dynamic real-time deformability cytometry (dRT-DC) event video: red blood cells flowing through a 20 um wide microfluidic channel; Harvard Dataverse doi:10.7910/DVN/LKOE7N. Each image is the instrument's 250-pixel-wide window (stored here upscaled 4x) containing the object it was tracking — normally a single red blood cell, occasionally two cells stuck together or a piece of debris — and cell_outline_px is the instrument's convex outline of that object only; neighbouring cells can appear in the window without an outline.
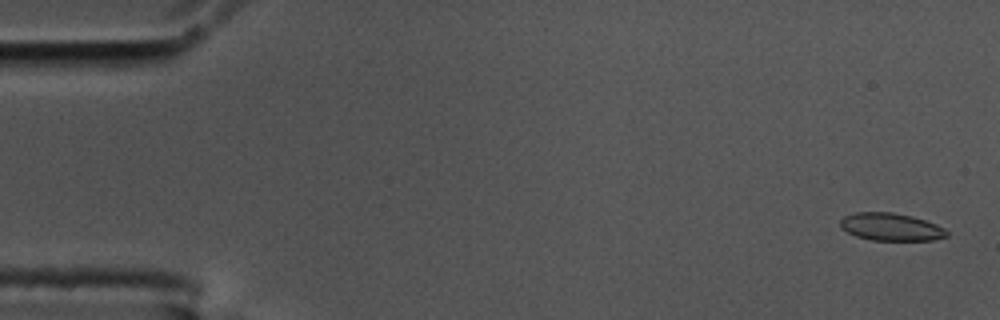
{"species": "common noctule bat (a hibernating species)", "species_latin": "Nyctalus noctula", "temperature_condition": "cold", "stored_images_in_passage": 56, "camera_frame_rate_fps": 3000, "um_per_image_px": 0.085, "animal": {"sex": "male", "body_mass_g": 17.5, "forearm_length_mm": 52.3}, "frame": {"image": 1, "passage_image": 2, "time_ms": 0.333, "image_size_px": [1000, 320], "cell_outline_px": [[948, 236], [932, 240], [872, 240], [856, 236], [840, 228], [840, 220], [844, 216], [856, 212], [892, 212], [912, 216], [936, 224], [944, 228], [948, 232]], "centroid_in_image_um": [75.72, 19.28], "position_along_channel_um": 9.3, "area_um2": 17.11}}
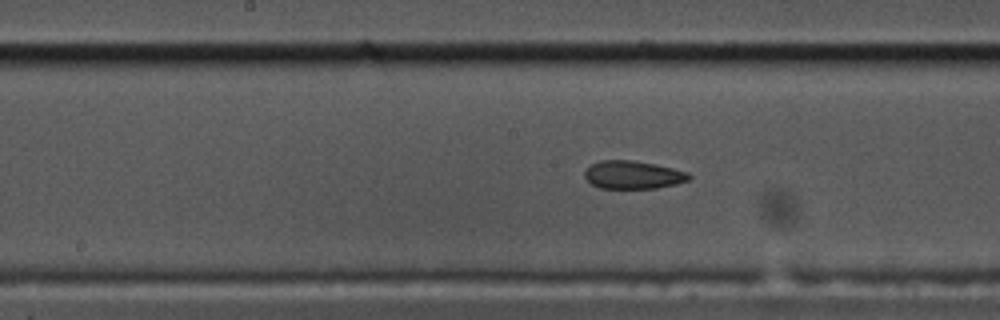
{"frame": {"image": 2, "passage_image": 28, "time_ms": 9.0, "image_size_px": [1000, 320], "cell_outline_px": [[692, 176], [688, 180], [676, 184], [656, 188], [600, 188], [592, 184], [584, 176], [584, 172], [592, 164], [600, 160], [632, 160], [656, 164], [688, 172]], "centroid_in_image_um": [53.82, 14.86], "position_along_channel_um": 194.4, "area_um2": 16.99}}
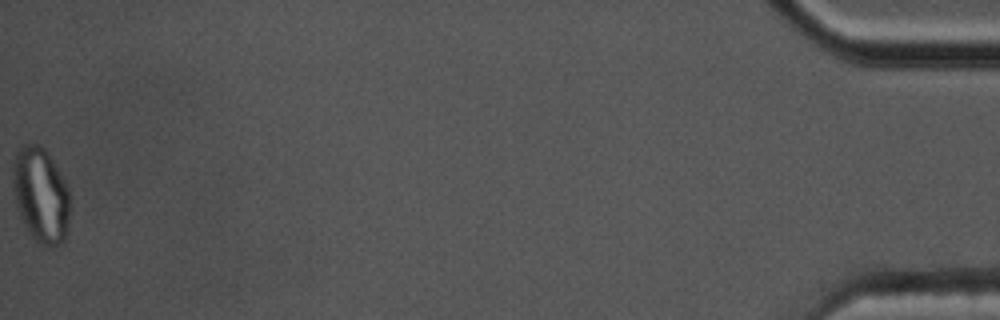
{"frame": {"image": 3, "passage_image": 56, "time_ms": 18.333, "image_size_px": [1000, 320], "cell_outline_px": [[68, 232], [64, 240], [60, 244], [44, 244], [36, 240], [28, 232], [20, 216], [16, 200], [12, 180], [12, 172], [16, 152], [24, 144], [36, 144], [44, 148], [64, 180], [68, 188]], "centroid_in_image_um": [3.45, 16.57], "position_along_channel_um": 431.7, "area_um2": 30.92}, "authors_computed_cell_mechanics": {"area_um2": 17.8024, "velocity_mm_per_s": 3.6208, "shape_relaxation_time_tau1_ms": null, "shape_relaxation_time_tau2_ms": 2.8184, "deformation_change_tau1": null, "deformation_change_tau2": 0.0884}}